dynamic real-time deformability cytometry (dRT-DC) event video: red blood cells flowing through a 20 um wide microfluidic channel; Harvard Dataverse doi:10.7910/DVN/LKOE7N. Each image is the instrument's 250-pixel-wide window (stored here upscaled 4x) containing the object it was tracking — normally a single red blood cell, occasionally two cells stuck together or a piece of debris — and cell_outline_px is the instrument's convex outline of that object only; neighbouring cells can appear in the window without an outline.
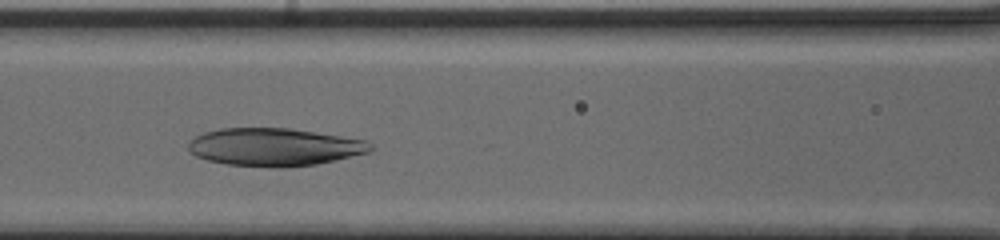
{"species": "human", "species_latin": "Homo sapiens", "temperature_condition": "cold", "stored_images_in_passage": 36, "camera_frame_rate_fps": 3000, "um_per_image_px": 0.085, "donor": {"sex": "male"}, "frame": {"image": 1, "passage_image": 14, "time_ms": 4.333, "image_size_px": [1000, 240], "cell_outline_px": [[372, 148], [368, 152], [316, 164], [280, 168], [228, 164], [208, 160], [196, 156], [188, 148], [188, 144], [196, 136], [204, 132], [220, 128], [288, 128], [340, 136], [364, 140], [372, 144]], "centroid_in_image_um": [23.29, 12.49], "position_along_channel_um": 143.3, "area_um2": 39.65}}
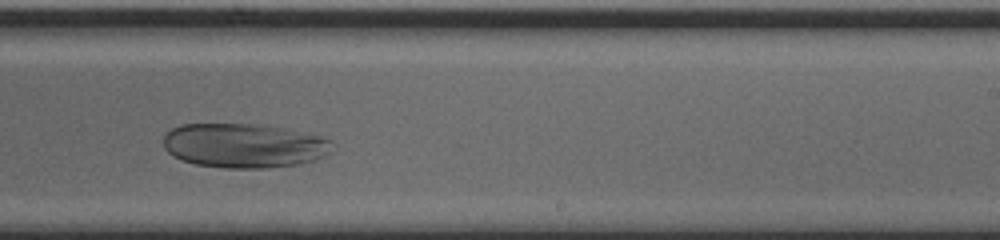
{"frame": {"image": 2, "passage_image": 24, "time_ms": 7.667, "image_size_px": [1000, 240], "cell_outline_px": [[332, 152], [312, 160], [296, 164], [264, 168], [224, 168], [196, 164], [180, 160], [172, 156], [164, 148], [164, 136], [172, 128], [180, 124], [252, 124], [280, 128], [320, 136], [328, 140]], "centroid_in_image_um": [20.65, 12.38], "position_along_channel_um": 268.3, "area_um2": 43.18}}
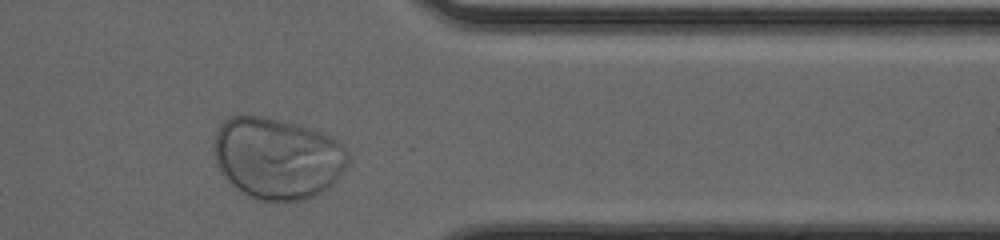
{"frame": {"image": 3, "passage_image": 34, "time_ms": 11.0, "image_size_px": [1000, 240], "cell_outline_px": [[348, 160], [340, 176], [320, 192], [304, 200], [260, 200], [244, 192], [232, 184], [224, 176], [216, 164], [212, 148], [212, 144], [216, 132], [220, 124], [228, 116], [264, 116], [312, 128], [336, 140], [348, 152]], "centroid_in_image_um": [23.52, 13.41], "position_along_channel_um": 387.9, "area_um2": 63.23}, "authors_computed_cell_mechanics": {"area_um2": 46.1244, "velocity_mm_per_s": 3.7566, "shape_relaxation_time_tau1_ms": 6.1004, "shape_relaxation_time_tau2_ms": null, "deformation_change_tau1": 0.1581, "deformation_change_tau2": null}}